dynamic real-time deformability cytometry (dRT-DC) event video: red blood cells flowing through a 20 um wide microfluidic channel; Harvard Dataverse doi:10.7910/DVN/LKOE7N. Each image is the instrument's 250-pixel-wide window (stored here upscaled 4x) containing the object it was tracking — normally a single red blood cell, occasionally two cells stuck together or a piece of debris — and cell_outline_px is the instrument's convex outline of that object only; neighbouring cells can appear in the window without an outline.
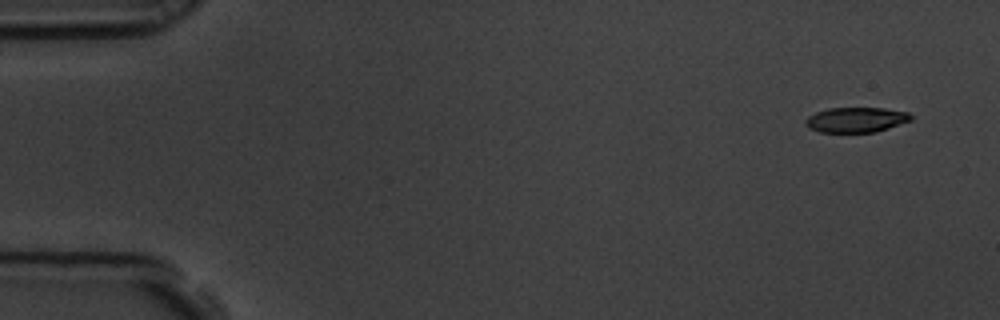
{"species": "common noctule bat (a hibernating species)", "species_latin": "Nyctalus noctula", "temperature_condition": "room temperature", "stored_images_in_passage": 5, "camera_frame_rate_fps": 3000, "um_per_image_px": 0.085, "animal": {"sex": "male", "body_mass_g": 19.5, "forearm_length_mm": 54.6}, "frame": {"image": 1, "passage_image": 1, "time_ms": 0.0, "image_size_px": [1000, 320], "cell_outline_px": [[912, 120], [876, 132], [820, 132], [808, 128], [804, 124], [804, 120], [808, 116], [816, 112], [828, 108], [884, 108], [908, 112], [912, 116]], "centroid_in_image_um": [72.74, 10.18], "position_along_channel_um": 12.3, "area_um2": 15.49}}